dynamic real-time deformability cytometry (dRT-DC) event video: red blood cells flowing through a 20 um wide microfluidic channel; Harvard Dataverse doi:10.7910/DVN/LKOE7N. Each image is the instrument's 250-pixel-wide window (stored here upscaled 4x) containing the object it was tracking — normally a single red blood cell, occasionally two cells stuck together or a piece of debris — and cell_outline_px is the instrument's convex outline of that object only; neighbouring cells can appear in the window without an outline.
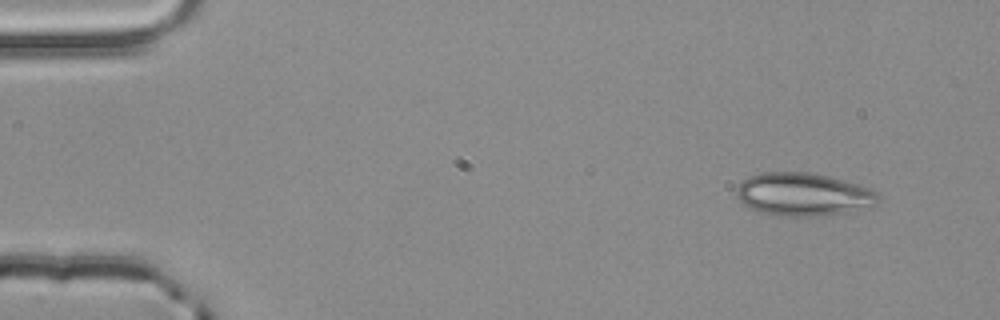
{"species": "common noctule bat (a hibernating species)", "species_latin": "Nyctalus noctula", "temperature_condition": "room temperature", "stored_images_in_passage": 3, "camera_frame_rate_fps": 3000, "um_per_image_px": 0.085, "animal": {"sex": "male", "body_mass_g": 20.4}, "frame": {"image": 1, "passage_image": 1, "time_ms": 0.0, "image_size_px": [1000, 320], "cell_outline_px": [[880, 200], [876, 204], [844, 212], [820, 216], [780, 216], [760, 212], [744, 204], [736, 196], [736, 188], [748, 176], [760, 172], [808, 172], [828, 176], [856, 184], [868, 188], [876, 192], [880, 196]], "centroid_in_image_um": [68.24, 16.51], "position_along_channel_um": 16.8, "area_um2": 35.2}}